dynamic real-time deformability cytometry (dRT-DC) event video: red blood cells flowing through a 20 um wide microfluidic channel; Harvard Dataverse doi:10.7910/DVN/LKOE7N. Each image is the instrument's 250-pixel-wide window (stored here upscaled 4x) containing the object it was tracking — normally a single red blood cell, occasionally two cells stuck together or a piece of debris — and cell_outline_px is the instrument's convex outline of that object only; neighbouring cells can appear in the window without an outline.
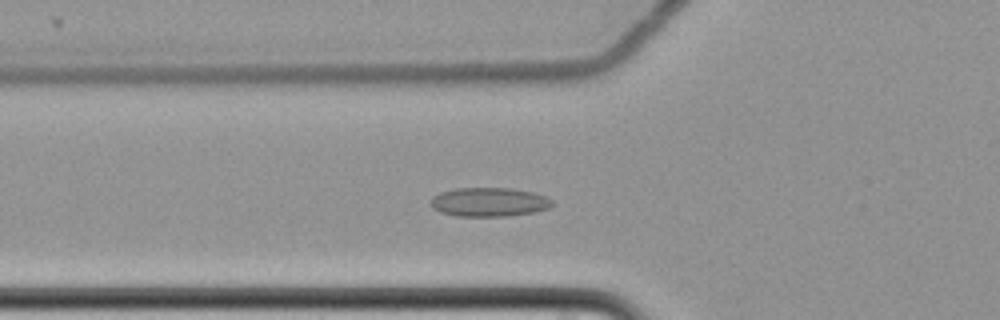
{"species": "common noctule bat (a hibernating species)", "species_latin": "Nyctalus noctula", "temperature_condition": "cold", "stored_images_in_passage": 63, "camera_frame_rate_fps": 3000, "um_per_image_px": 0.085, "animal": {"sex": "female", "body_mass_g": 22.7, "forearm_length_mm": 54.2}, "frame": {"image": 1, "passage_image": 25, "time_ms": 8.0, "image_size_px": [1000, 320], "cell_outline_px": [[552, 204], [548, 208], [532, 212], [508, 216], [456, 216], [440, 212], [432, 208], [432, 196], [440, 192], [456, 188], [512, 188], [532, 192], [544, 196], [552, 200]], "centroid_in_image_um": [41.54, 17.17], "position_along_channel_um": 84.3, "area_um2": 20.4}}
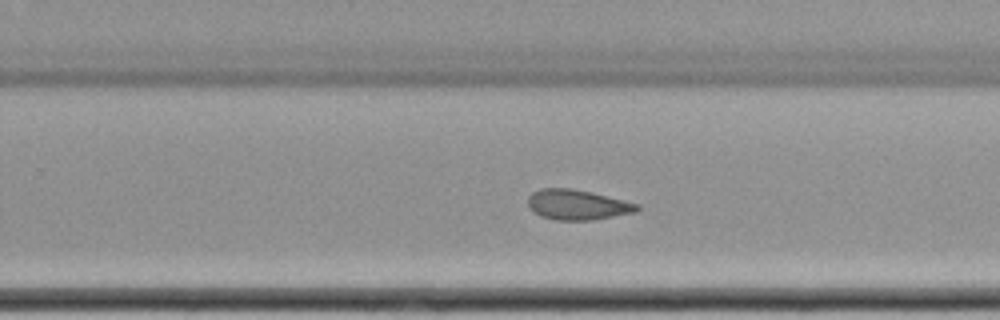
{"frame": {"image": 2, "passage_image": 42, "time_ms": 13.667, "image_size_px": [1000, 320], "cell_outline_px": [[640, 208], [636, 212], [592, 220], [556, 220], [540, 216], [528, 208], [528, 196], [532, 192], [540, 188], [572, 188], [592, 192], [640, 204]], "centroid_in_image_um": [49.06, 17.4], "position_along_channel_um": 280.7, "area_um2": 19.36}}
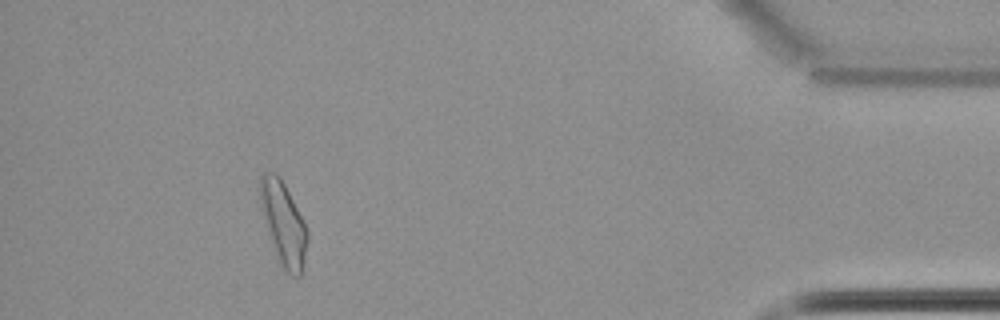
{"frame": {"image": 3, "passage_image": 58, "time_ms": 19.0, "image_size_px": [1000, 320], "cell_outline_px": [[308, 240], [304, 260], [300, 276], [292, 276], [284, 268], [280, 260], [268, 232], [264, 220], [260, 204], [260, 176], [264, 172], [276, 172], [280, 176], [308, 232]], "centroid_in_image_um": [24.08, 18.95], "position_along_channel_um": 411.1, "area_um2": 22.02}, "authors_computed_cell_mechanics": {"area_um2": 20.4034, "velocity_mm_per_s": 3.4691, "shape_relaxation_time_tau1_ms": null, "shape_relaxation_time_tau2_ms": 5.855, "deformation_change_tau1": null, "deformation_change_tau2": 0.1112}}